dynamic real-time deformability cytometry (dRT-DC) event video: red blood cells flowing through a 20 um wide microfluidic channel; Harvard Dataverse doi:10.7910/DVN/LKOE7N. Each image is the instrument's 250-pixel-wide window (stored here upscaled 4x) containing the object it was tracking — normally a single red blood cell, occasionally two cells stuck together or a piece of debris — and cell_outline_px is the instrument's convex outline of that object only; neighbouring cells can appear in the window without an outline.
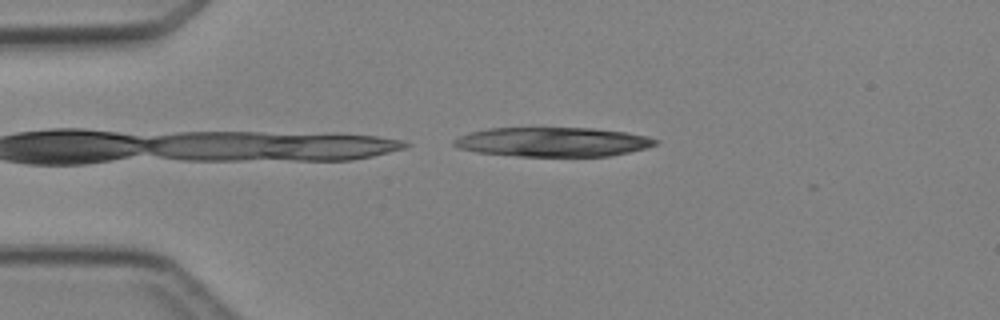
{"species": "Egyptian fruit bat (a non-hibernating species)", "species_latin": "Rousettus aegyptiacus", "temperature_condition": "cold", "stored_images_in_passage": 3, "camera_frame_rate_fps": 3000, "um_per_image_px": 0.085, "animal": {"sex": "female"}, "frame": {"image": 1, "passage_image": 1, "time_ms": 0.0, "image_size_px": [1000, 320], "cell_outline_px": [[660, 140], [656, 144], [648, 148], [608, 156], [516, 156], [476, 152], [460, 148], [452, 144], [452, 140], [468, 132], [488, 128], [592, 128], [624, 132], [648, 136]], "centroid_in_image_um": [46.98, 12.06], "position_along_channel_um": 38.0, "area_um2": 34.51}}
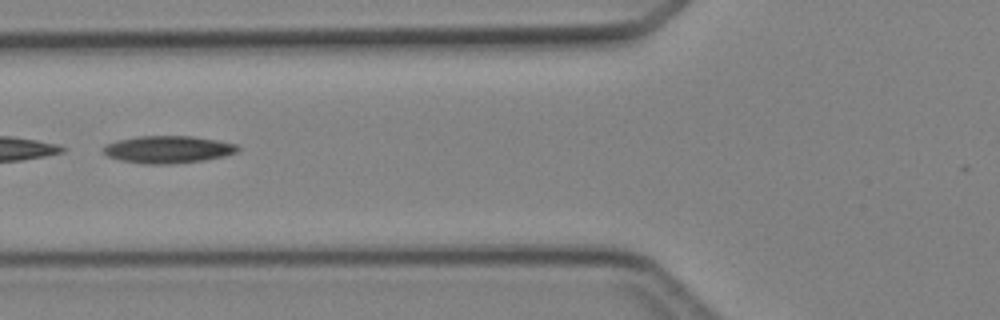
{"frame": {"image": 2, "passage_image": 3, "time_ms": 2.667, "image_size_px": [1000, 320], "cell_outline_px": [[240, 148], [236, 152], [224, 156], [204, 160], [172, 164], [140, 164], [120, 160], [108, 156], [100, 148], [116, 140], [136, 136], [192, 136], [216, 140], [236, 144]], "centroid_in_image_um": [14.24, 12.7], "position_along_channel_um": 111.6, "area_um2": 21.5}}